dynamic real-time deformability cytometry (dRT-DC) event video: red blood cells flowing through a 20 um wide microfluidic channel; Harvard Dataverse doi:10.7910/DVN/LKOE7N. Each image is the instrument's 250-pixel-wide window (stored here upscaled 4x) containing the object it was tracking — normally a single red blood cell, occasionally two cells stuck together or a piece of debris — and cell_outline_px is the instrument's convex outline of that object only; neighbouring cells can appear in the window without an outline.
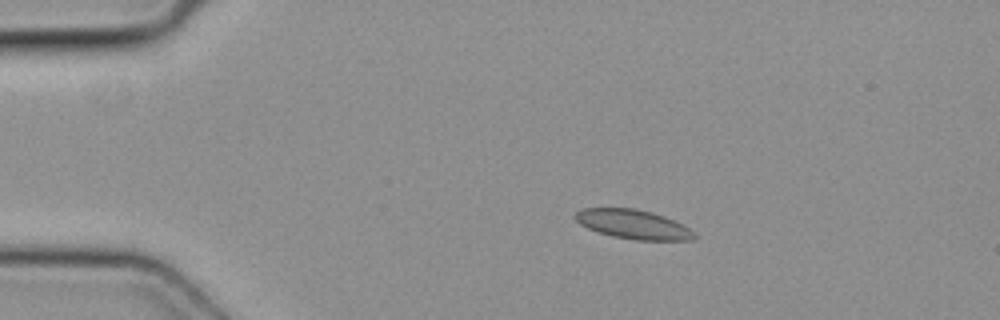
{"species": "common noctule bat (a hibernating species)", "species_latin": "Nyctalus noctula", "temperature_condition": "cold", "stored_images_in_passage": 5, "camera_frame_rate_fps": 3000, "um_per_image_px": 0.085, "animal": {"sex": "female", "body_mass_g": 19.3, "forearm_length_mm": 54.1}, "frame": {"image": 1, "passage_image": 2, "time_ms": 0.333, "image_size_px": [1000, 320], "cell_outline_px": [[696, 236], [692, 240], [636, 240], [612, 236], [596, 232], [580, 224], [572, 216], [580, 208], [636, 208], [652, 212], [664, 216], [696, 232]], "centroid_in_image_um": [53.78, 19.06], "position_along_channel_um": 31.2, "area_um2": 20.35}}
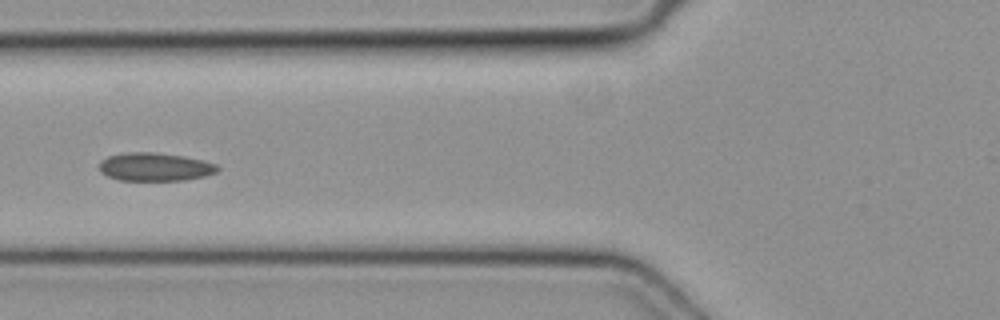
{"frame": {"image": 2, "passage_image": 4, "time_ms": 1.0, "image_size_px": [1000, 320], "cell_outline_px": [[220, 168], [216, 172], [204, 176], [184, 180], [120, 180], [108, 176], [100, 172], [100, 160], [108, 156], [128, 152], [156, 152], [184, 156], [216, 164]], "centroid_in_image_um": [13.15, 14.18], "position_along_channel_um": 112.6, "area_um2": 19.36}}
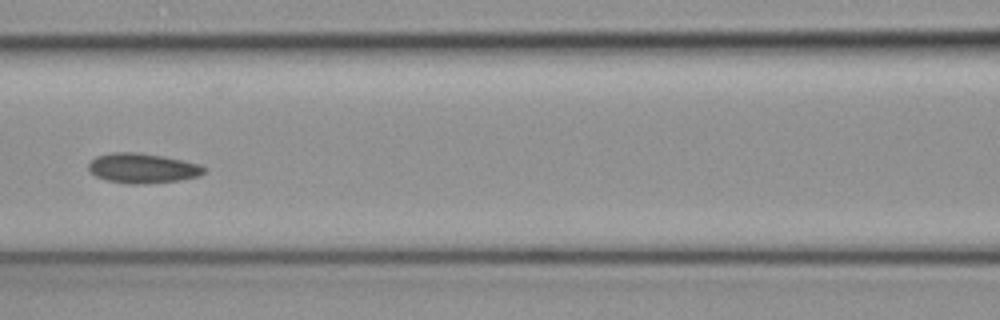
{"frame": {"image": 3, "passage_image": 5, "time_ms": 1.333, "image_size_px": [1000, 320], "cell_outline_px": [[208, 168], [200, 176], [180, 180], [144, 184], [128, 184], [108, 180], [96, 176], [88, 172], [88, 164], [96, 156], [112, 152], [140, 152], [164, 156], [184, 160], [200, 164]], "centroid_in_image_um": [12.14, 14.29], "position_along_channel_um": 154.5, "area_um2": 20.4}}